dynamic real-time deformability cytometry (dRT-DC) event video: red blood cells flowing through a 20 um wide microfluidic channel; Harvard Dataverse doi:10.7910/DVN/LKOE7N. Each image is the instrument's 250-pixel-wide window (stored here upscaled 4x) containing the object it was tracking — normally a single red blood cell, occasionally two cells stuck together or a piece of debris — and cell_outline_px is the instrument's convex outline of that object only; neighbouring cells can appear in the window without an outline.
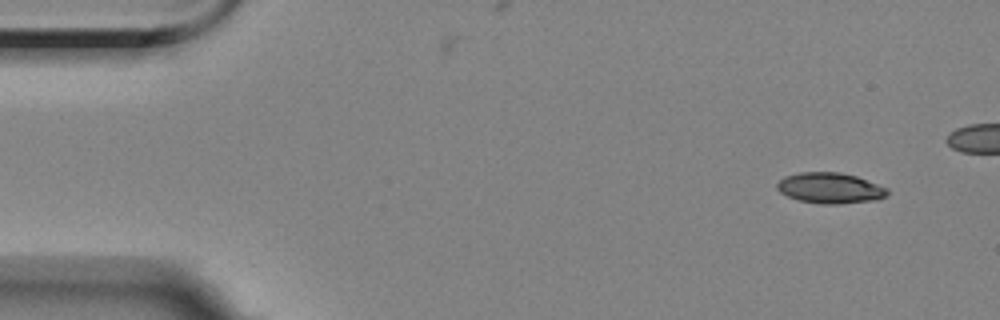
{"species": "Egyptian fruit bat (a non-hibernating species)", "species_latin": "Rousettus aegyptiacus", "temperature_condition": "room temperature", "stored_images_in_passage": 5, "camera_frame_rate_fps": 3000, "um_per_image_px": 0.085, "animal": {"sex": "female"}, "frame": {"image": 1, "passage_image": 1, "time_ms": 0.0, "image_size_px": [1000, 320], "cell_outline_px": [[888, 196], [876, 200], [840, 204], [820, 204], [800, 200], [788, 196], [780, 192], [776, 188], [776, 184], [784, 176], [800, 172], [840, 172], [856, 176], [888, 188]], "centroid_in_image_um": [70.57, 15.98], "position_along_channel_um": 14.4, "area_um2": 19.83}}